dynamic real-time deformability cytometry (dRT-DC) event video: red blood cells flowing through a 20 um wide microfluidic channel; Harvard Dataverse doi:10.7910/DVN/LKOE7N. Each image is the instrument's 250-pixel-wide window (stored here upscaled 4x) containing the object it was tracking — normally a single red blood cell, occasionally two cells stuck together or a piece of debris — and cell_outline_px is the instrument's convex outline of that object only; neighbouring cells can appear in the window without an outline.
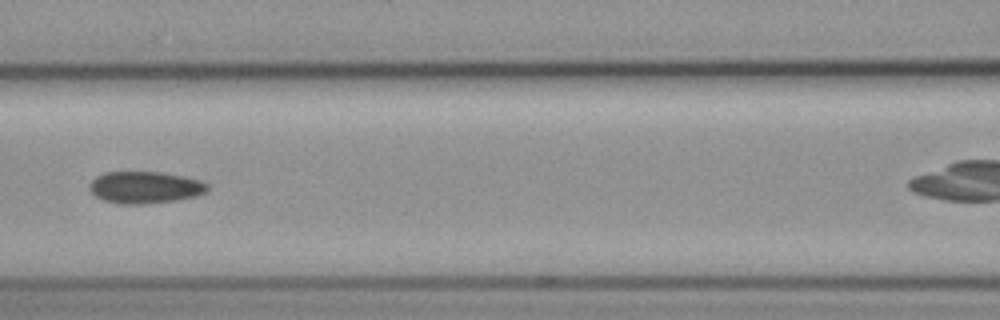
{"species": "common noctule bat (a hibernating species)", "species_latin": "Nyctalus noctula", "temperature_condition": "cold", "stored_images_in_passage": 7, "camera_frame_rate_fps": 3000, "um_per_image_px": 0.085, "animal": {"sex": "female", "body_mass_g": 19.3, "forearm_length_mm": 54.1}, "frame": {"image": 1, "passage_image": 6, "time_ms": 5.667, "image_size_px": [1000, 320], "cell_outline_px": [[208, 192], [196, 196], [176, 200], [148, 204], [116, 204], [104, 200], [96, 196], [92, 192], [92, 180], [96, 176], [104, 172], [160, 172], [184, 176], [200, 180], [208, 184]], "centroid_in_image_um": [12.37, 15.93], "position_along_channel_um": 154.2, "area_um2": 21.96}}